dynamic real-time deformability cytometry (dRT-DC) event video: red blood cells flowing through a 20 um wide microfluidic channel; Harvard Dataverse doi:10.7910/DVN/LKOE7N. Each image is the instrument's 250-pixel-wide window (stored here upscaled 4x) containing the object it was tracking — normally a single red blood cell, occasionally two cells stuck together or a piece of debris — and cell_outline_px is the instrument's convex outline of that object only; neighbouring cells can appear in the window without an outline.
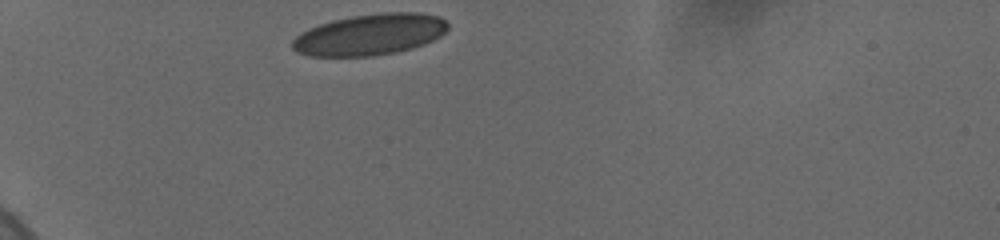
{"species": "human", "species_latin": "Homo sapiens", "temperature_condition": "cold", "stored_images_in_passage": 6, "camera_frame_rate_fps": 3000, "um_per_image_px": 0.085, "donor": {"sex": "female"}, "frame": {"image": 1, "passage_image": 1, "time_ms": 0.0, "image_size_px": [1000, 240], "cell_outline_px": [[448, 28], [440, 36], [424, 44], [412, 48], [396, 52], [372, 56], [308, 56], [296, 52], [292, 48], [292, 40], [300, 32], [308, 28], [332, 20], [352, 16], [384, 12], [420, 12], [440, 16], [448, 24]], "centroid_in_image_um": [31.42, 2.93], "position_along_channel_um": 53.6, "area_um2": 37.51}}
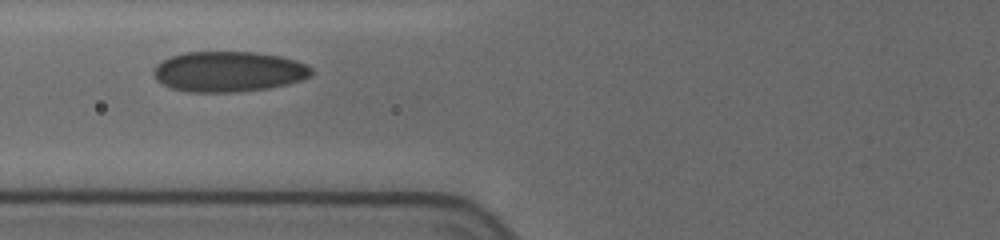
{"frame": {"image": 2, "passage_image": 4, "time_ms": 2.333, "image_size_px": [1000, 240], "cell_outline_px": [[312, 76], [288, 84], [268, 88], [240, 92], [188, 92], [172, 88], [156, 80], [152, 72], [152, 68], [160, 60], [184, 52], [256, 52], [280, 56], [296, 60], [312, 68]], "centroid_in_image_um": [19.4, 6.08], "position_along_channel_um": 106.4, "area_um2": 37.45}}
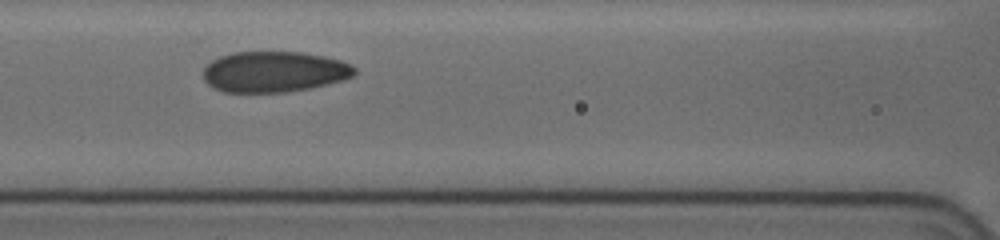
{"frame": {"image": 3, "passage_image": 5, "time_ms": 3.333, "image_size_px": [1000, 240], "cell_outline_px": [[356, 72], [352, 76], [328, 84], [308, 88], [284, 92], [224, 92], [212, 88], [204, 80], [204, 68], [212, 60], [220, 56], [232, 52], [304, 52], [324, 56], [340, 60], [352, 64], [356, 68]], "centroid_in_image_um": [23.29, 6.09], "position_along_channel_um": 143.3, "area_um2": 36.01}}